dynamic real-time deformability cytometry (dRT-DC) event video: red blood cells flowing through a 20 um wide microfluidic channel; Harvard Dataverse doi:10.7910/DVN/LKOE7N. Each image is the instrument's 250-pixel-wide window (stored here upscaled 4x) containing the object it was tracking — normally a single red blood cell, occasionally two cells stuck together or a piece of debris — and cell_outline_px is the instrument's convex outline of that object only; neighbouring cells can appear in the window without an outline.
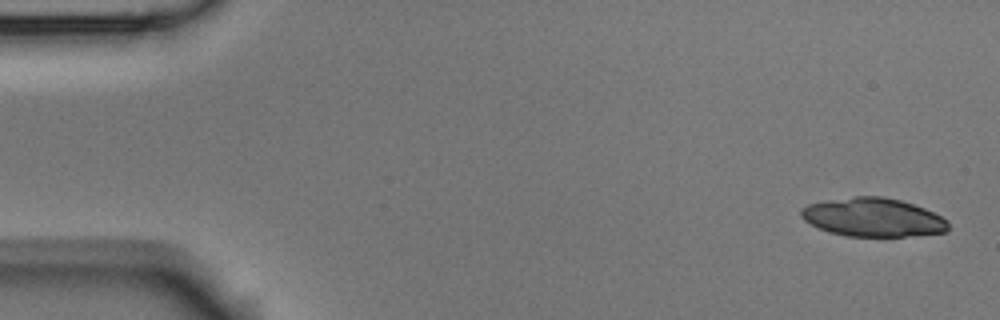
{"species": "Egyptian fruit bat (a non-hibernating species)", "species_latin": "Rousettus aegyptiacus", "temperature_condition": "room temperature", "stored_images_in_passage": 4, "camera_frame_rate_fps": 3000, "um_per_image_px": 0.085, "animal": {"sex": "male"}, "frame": {"image": 1, "passage_image": 1, "time_ms": 0.0, "image_size_px": [1000, 320], "cell_outline_px": [[948, 228], [944, 232], [904, 236], [848, 236], [828, 232], [804, 220], [800, 216], [800, 208], [808, 204], [828, 200], [856, 196], [884, 196], [900, 200], [924, 208], [948, 220]], "centroid_in_image_um": [74.17, 18.46], "position_along_channel_um": 10.8, "area_um2": 32.89}}